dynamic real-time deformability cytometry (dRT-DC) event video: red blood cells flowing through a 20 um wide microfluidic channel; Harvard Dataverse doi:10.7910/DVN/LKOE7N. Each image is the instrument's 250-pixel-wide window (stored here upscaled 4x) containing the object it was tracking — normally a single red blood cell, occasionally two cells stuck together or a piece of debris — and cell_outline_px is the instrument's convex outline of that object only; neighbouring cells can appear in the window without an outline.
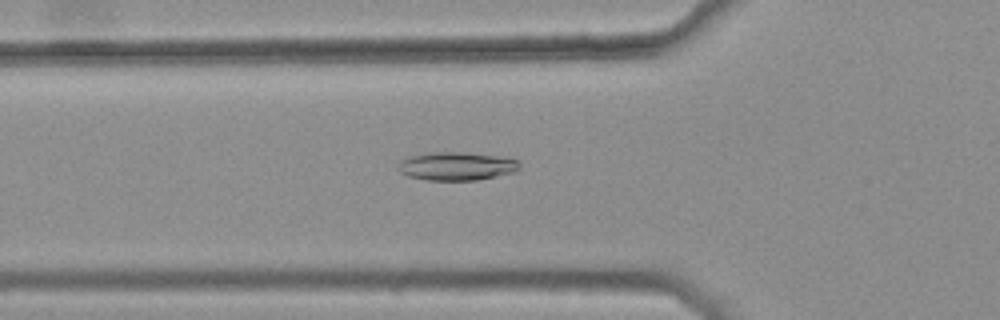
{"species": "common noctule bat (a hibernating species)", "species_latin": "Nyctalus noctula", "temperature_condition": "warm", "stored_images_in_passage": 46, "camera_frame_rate_fps": 3000, "um_per_image_px": 0.085, "animal": {"sex": "female", "body_mass_g": 25.1}, "frame": {"image": 1, "passage_image": 18, "time_ms": 5.667, "image_size_px": [1000, 320], "cell_outline_px": [[520, 168], [516, 172], [476, 180], [428, 180], [408, 176], [400, 172], [400, 160], [408, 156], [424, 152], [460, 152], [496, 156], [520, 160]], "centroid_in_image_um": [38.82, 14.12], "position_along_channel_um": 87.0, "area_um2": 20.06}}
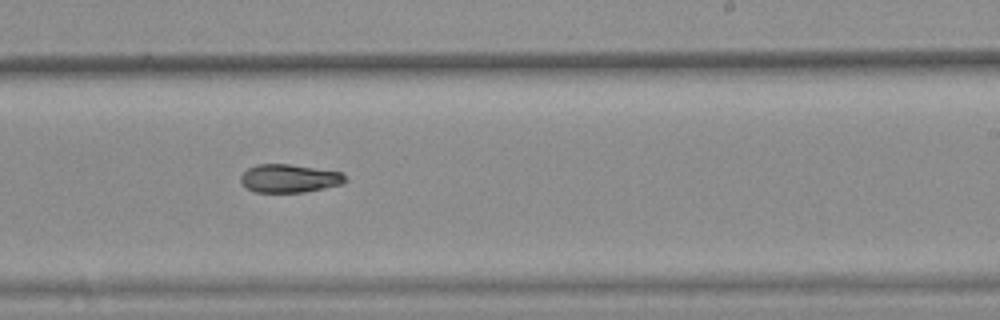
{"frame": {"image": 2, "passage_image": 32, "time_ms": 10.333, "image_size_px": [1000, 320], "cell_outline_px": [[348, 180], [340, 184], [324, 188], [304, 192], [256, 192], [248, 188], [240, 180], [240, 176], [248, 168], [256, 164], [288, 164], [340, 172]], "centroid_in_image_um": [24.57, 15.16], "position_along_channel_um": 264.4, "area_um2": 16.94}}
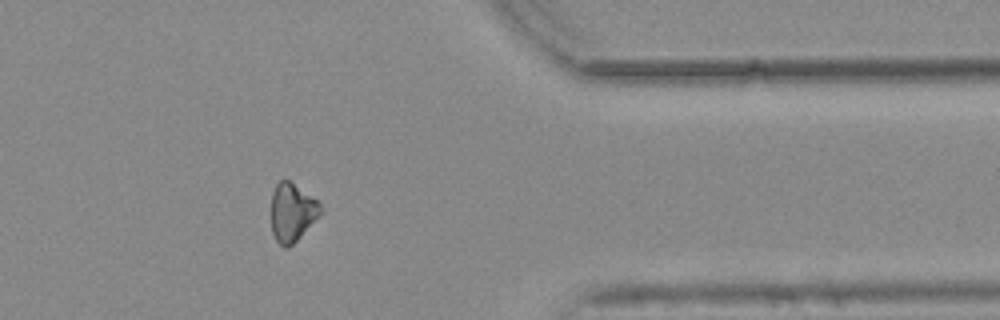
{"frame": {"image": 3, "passage_image": 43, "time_ms": 14.0, "image_size_px": [1000, 320], "cell_outline_px": [[324, 208], [300, 236], [288, 248], [284, 248], [276, 240], [272, 232], [272, 192], [276, 184], [280, 180], [288, 180], [316, 200]], "centroid_in_image_um": [24.8, 18.05], "position_along_channel_um": 386.6, "area_um2": 16.24}}